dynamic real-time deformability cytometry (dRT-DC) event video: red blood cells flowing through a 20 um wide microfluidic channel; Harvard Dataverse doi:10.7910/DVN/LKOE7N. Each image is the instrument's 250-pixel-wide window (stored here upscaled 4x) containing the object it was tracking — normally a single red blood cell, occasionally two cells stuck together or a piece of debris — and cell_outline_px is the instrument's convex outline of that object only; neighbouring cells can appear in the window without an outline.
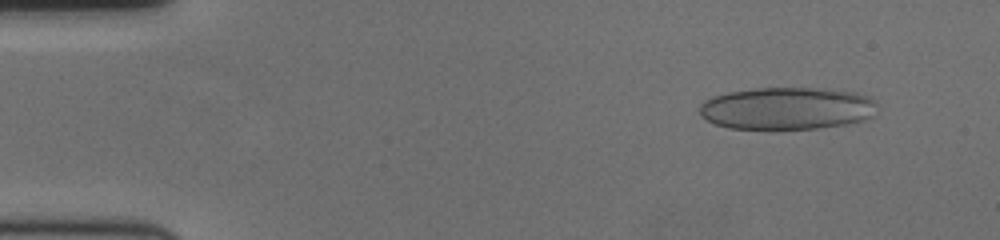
{"species": "human", "species_latin": "Homo sapiens", "temperature_condition": "cold", "stored_images_in_passage": 58, "camera_frame_rate_fps": 3000, "um_per_image_px": 0.085, "donor": {"sex": "female"}, "frame": {"image": 1, "passage_image": 6, "time_ms": 1.667, "image_size_px": [1000, 240], "cell_outline_px": [[876, 104], [868, 116], [864, 120], [844, 124], [820, 128], [768, 132], [728, 128], [716, 124], [700, 116], [700, 104], [704, 100], [712, 96], [728, 92], [756, 88], [808, 88], [856, 92], [868, 96]], "centroid_in_image_um": [66.78, 9.25], "position_along_channel_um": 18.2, "area_um2": 44.56}}
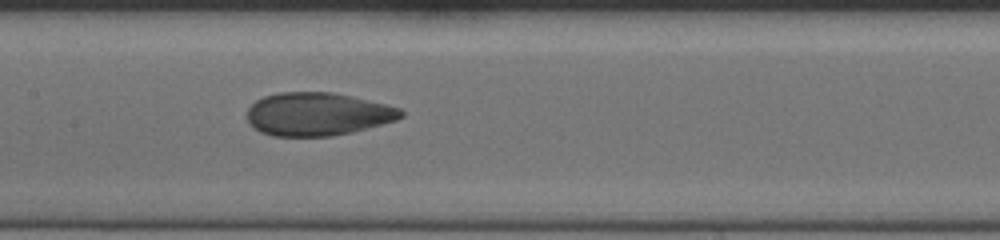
{"frame": {"image": 2, "passage_image": 29, "time_ms": 9.333, "image_size_px": [1000, 240], "cell_outline_px": [[404, 116], [396, 120], [352, 132], [332, 136], [272, 136], [260, 132], [252, 128], [248, 124], [248, 108], [256, 100], [264, 96], [276, 92], [332, 92], [352, 96], [400, 108], [404, 112]], "centroid_in_image_um": [26.96, 9.7], "position_along_channel_um": 180.4, "area_um2": 38.78}}
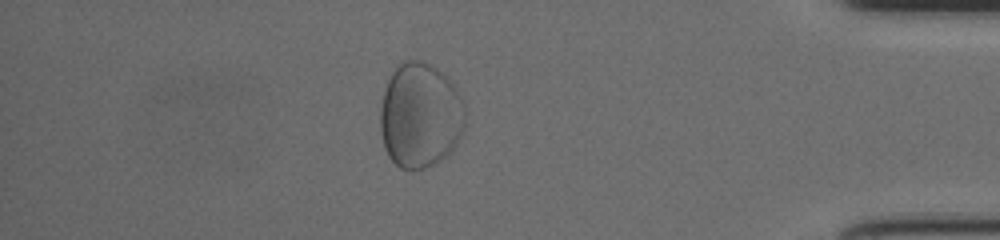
{"frame": {"image": 3, "passage_image": 51, "time_ms": 16.667, "image_size_px": [1000, 240], "cell_outline_px": [[464, 132], [456, 144], [444, 156], [432, 164], [424, 168], [412, 172], [400, 168], [388, 156], [384, 148], [380, 128], [380, 108], [384, 92], [388, 80], [396, 64], [404, 60], [424, 60], [448, 76], [452, 80], [464, 100]], "centroid_in_image_um": [35.71, 9.79], "position_along_channel_um": 399.5, "area_um2": 52.71}}